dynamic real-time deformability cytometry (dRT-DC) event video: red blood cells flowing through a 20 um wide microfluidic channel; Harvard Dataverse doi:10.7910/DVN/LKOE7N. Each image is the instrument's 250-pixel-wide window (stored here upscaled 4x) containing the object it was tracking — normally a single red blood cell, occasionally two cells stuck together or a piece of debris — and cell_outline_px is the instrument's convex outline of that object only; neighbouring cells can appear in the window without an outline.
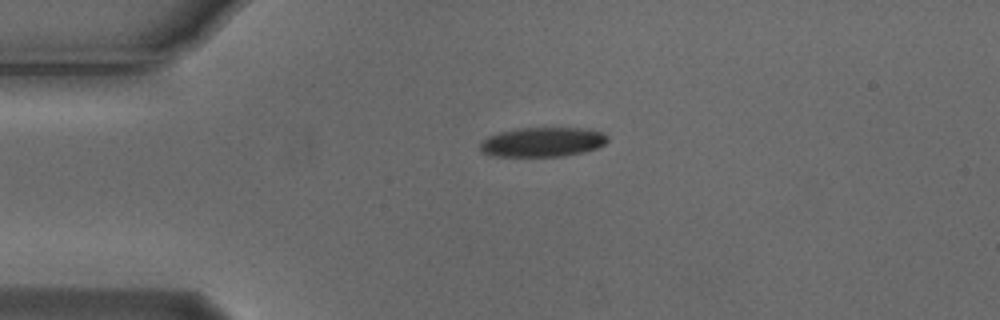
{"species": "Egyptian fruit bat (a non-hibernating species)", "species_latin": "Rousettus aegyptiacus", "temperature_condition": "cold", "stored_images_in_passage": 3, "camera_frame_rate_fps": 3000, "um_per_image_px": 0.085, "animal": {"sex": "male"}, "frame": {"image": 1, "passage_image": 1, "time_ms": 0.0, "image_size_px": [1000, 320], "cell_outline_px": [[608, 140], [604, 144], [596, 148], [584, 152], [564, 156], [492, 156], [480, 152], [480, 144], [488, 136], [500, 132], [520, 128], [580, 128], [600, 132], [608, 136]], "centroid_in_image_um": [46.09, 12.08], "position_along_channel_um": 38.9, "area_um2": 21.79}}
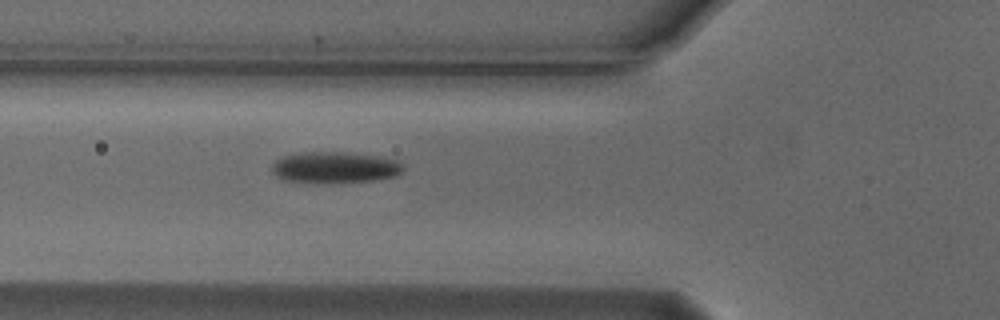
{"frame": {"image": 2, "passage_image": 3, "time_ms": 0.667, "image_size_px": [1000, 320], "cell_outline_px": [[404, 168], [396, 176], [380, 180], [332, 184], [324, 184], [288, 180], [276, 176], [272, 172], [272, 164], [276, 160], [284, 156], [304, 152], [340, 152], [376, 156], [396, 160]], "centroid_in_image_um": [28.46, 14.26], "position_along_channel_um": 97.3, "area_um2": 24.1}}